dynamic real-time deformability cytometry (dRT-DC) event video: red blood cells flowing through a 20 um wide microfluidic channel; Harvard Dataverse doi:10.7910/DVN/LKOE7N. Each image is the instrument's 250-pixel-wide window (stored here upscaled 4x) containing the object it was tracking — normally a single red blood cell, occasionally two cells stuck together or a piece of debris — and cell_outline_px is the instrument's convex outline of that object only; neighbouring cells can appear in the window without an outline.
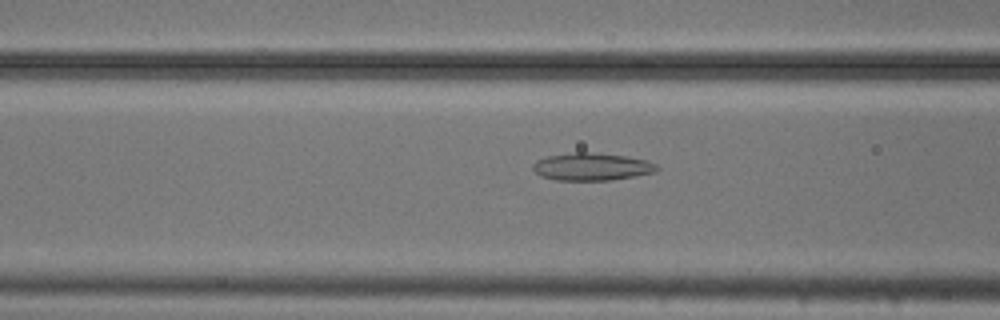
{"species": "common noctule bat (a hibernating species)", "species_latin": "Nyctalus noctula", "temperature_condition": "cold", "stored_images_in_passage": 39, "camera_frame_rate_fps": 3000, "um_per_image_px": 0.085, "animal": {"sex": "male", "body_mass_g": 20.5, "forearm_length_mm": 52.5}, "frame": {"image": 1, "passage_image": 6, "time_ms": 1.667, "image_size_px": [1000, 320], "cell_outline_px": [[660, 168], [656, 172], [612, 180], [556, 180], [540, 176], [532, 168], [532, 164], [536, 160], [544, 156], [576, 152], [592, 152], [624, 156], [648, 160], [656, 164]], "centroid_in_image_um": [50.29, 14.17], "position_along_channel_um": 116.3, "area_um2": 20.06}}
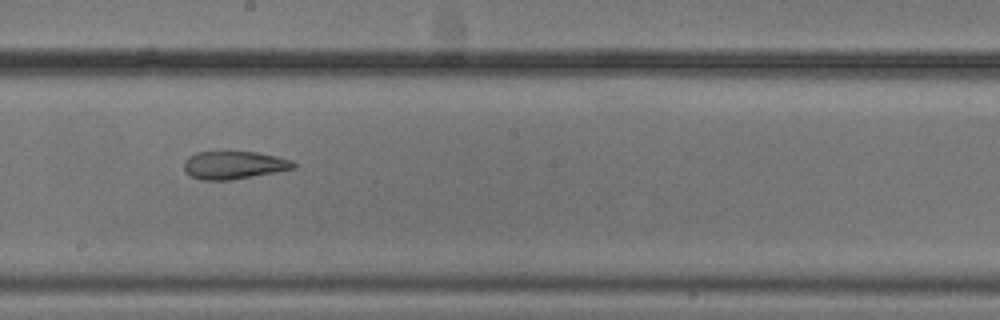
{"frame": {"image": 2, "passage_image": 15, "time_ms": 4.667, "image_size_px": [1000, 320], "cell_outline_px": [[296, 168], [276, 172], [232, 180], [200, 180], [192, 176], [184, 168], [184, 160], [188, 156], [196, 152], [256, 152], [276, 156], [292, 160], [296, 164]], "centroid_in_image_um": [19.9, 14.03], "position_along_channel_um": 228.3, "area_um2": 17.8}}
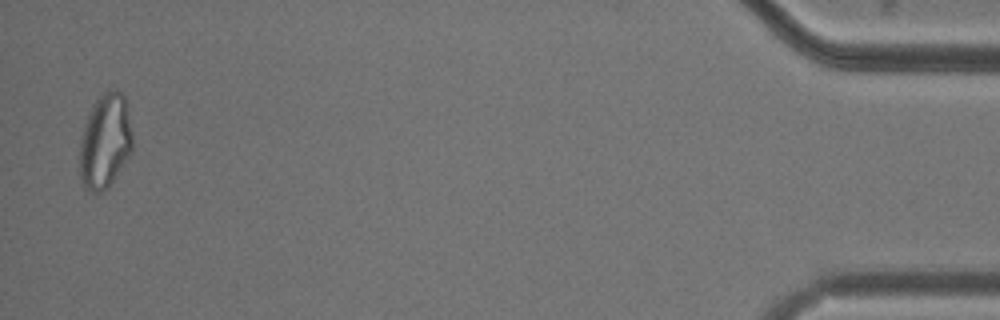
{"frame": {"image": 3, "passage_image": 38, "time_ms": 12.333, "image_size_px": [1000, 320], "cell_outline_px": [[132, 152], [108, 188], [100, 192], [92, 192], [84, 188], [80, 176], [80, 136], [84, 124], [96, 100], [104, 92], [112, 88], [116, 88], [124, 96], [132, 132]], "centroid_in_image_um": [8.93, 12.02], "position_along_channel_um": 426.3, "area_um2": 29.13}, "authors_computed_cell_mechanics": {"area_um2": 20.2878, "velocity_mm_per_s": 3.726, "shape_relaxation_time_tau1_ms": null, "shape_relaxation_time_tau2_ms": 2.2733, "deformation_change_tau1": null, "deformation_change_tau2": 0.1011}}